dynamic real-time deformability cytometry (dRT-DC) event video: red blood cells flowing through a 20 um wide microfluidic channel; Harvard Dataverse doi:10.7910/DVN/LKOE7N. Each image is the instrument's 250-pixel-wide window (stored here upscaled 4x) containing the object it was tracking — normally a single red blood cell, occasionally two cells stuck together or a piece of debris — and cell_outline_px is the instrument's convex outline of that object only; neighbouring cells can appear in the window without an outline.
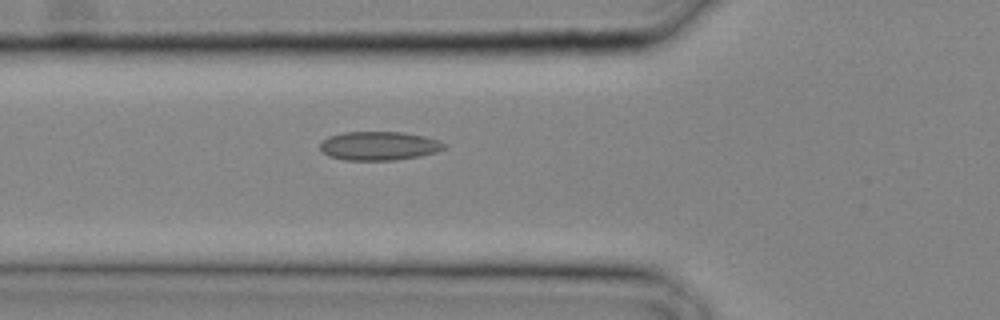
{"species": "common noctule bat (a hibernating species)", "species_latin": "Nyctalus noctula", "temperature_condition": "cold", "stored_images_in_passage": 25, "camera_frame_rate_fps": 3000, "um_per_image_px": 0.085, "animal": {"sex": "male", "body_mass_g": 20.4}, "frame": {"image": 1, "passage_image": 8, "time_ms": 2.333, "image_size_px": [1000, 320], "cell_outline_px": [[448, 144], [444, 148], [436, 152], [416, 156], [392, 160], [344, 160], [328, 156], [320, 148], [320, 144], [328, 136], [344, 132], [404, 132], [424, 136], [440, 140]], "centroid_in_image_um": [32.22, 12.39], "position_along_channel_um": 93.6, "area_um2": 20.75}}
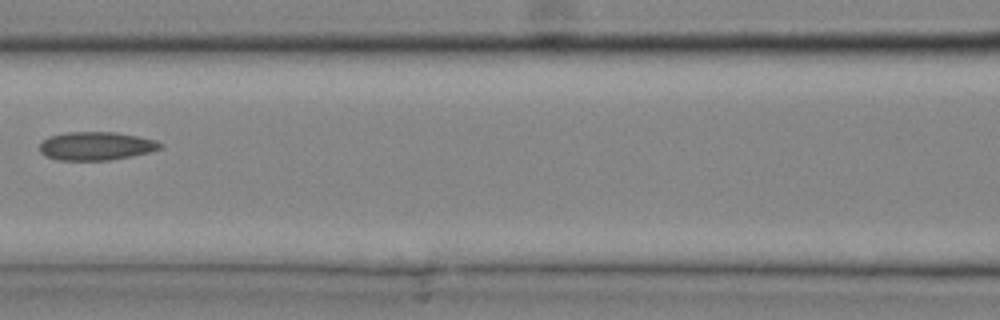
{"frame": {"image": 2, "passage_image": 11, "time_ms": 3.333, "image_size_px": [1000, 320], "cell_outline_px": [[164, 144], [160, 148], [148, 152], [132, 156], [108, 160], [60, 160], [44, 156], [40, 152], [40, 144], [48, 136], [68, 132], [116, 132], [156, 140]], "centroid_in_image_um": [8.15, 12.41], "position_along_channel_um": 158.4, "area_um2": 19.88}}